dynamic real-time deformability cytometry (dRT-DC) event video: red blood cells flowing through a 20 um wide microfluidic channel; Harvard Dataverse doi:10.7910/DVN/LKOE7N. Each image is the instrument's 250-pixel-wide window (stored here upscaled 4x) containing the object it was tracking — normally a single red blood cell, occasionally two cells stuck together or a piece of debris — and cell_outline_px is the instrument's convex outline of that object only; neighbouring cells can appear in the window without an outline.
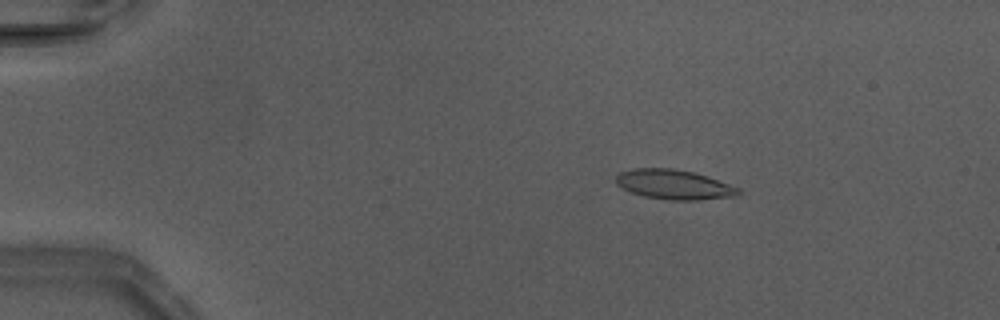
{"species": "Egyptian fruit bat (a non-hibernating species)", "species_latin": "Rousettus aegyptiacus", "temperature_condition": "warm", "stored_images_in_passage": 48, "camera_frame_rate_fps": 3000, "um_per_image_px": 0.085, "animal": {"sex": "male"}, "frame": {"image": 1, "passage_image": 8, "time_ms": 2.333, "image_size_px": [1000, 320], "cell_outline_px": [[740, 192], [736, 196], [696, 200], [668, 200], [644, 196], [632, 192], [616, 184], [616, 176], [620, 172], [632, 168], [672, 168], [692, 172], [708, 176], [740, 188]], "centroid_in_image_um": [57.29, 15.68], "position_along_channel_um": 27.7, "area_um2": 21.1}}
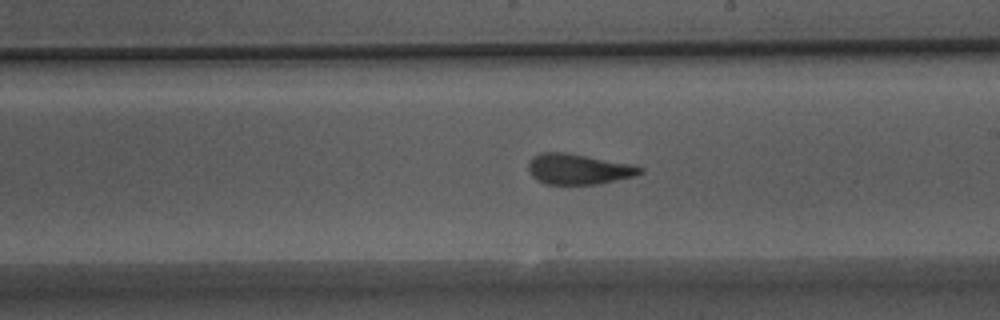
{"frame": {"image": 2, "passage_image": 28, "time_ms": 9.0, "image_size_px": [1000, 320], "cell_outline_px": [[644, 172], [636, 176], [600, 184], [544, 184], [536, 180], [532, 176], [528, 168], [528, 164], [532, 156], [540, 152], [564, 152], [632, 164], [644, 168]], "centroid_in_image_um": [49.17, 14.38], "position_along_channel_um": 239.8, "area_um2": 20.06}}
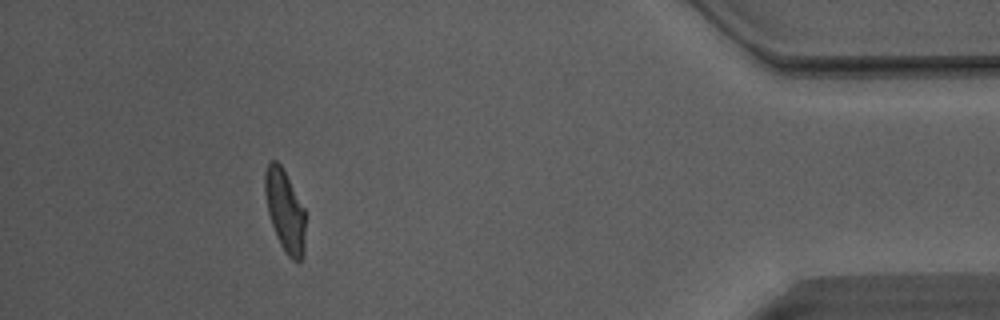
{"frame": {"image": 3, "passage_image": 43, "time_ms": 14.0, "image_size_px": [1000, 320], "cell_outline_px": [[304, 252], [300, 260], [292, 260], [288, 256], [280, 244], [276, 236], [268, 212], [264, 192], [264, 172], [268, 164], [272, 160], [276, 160], [280, 164], [304, 208]], "centroid_in_image_um": [24.19, 17.9], "position_along_channel_um": 411.0, "area_um2": 18.96}}